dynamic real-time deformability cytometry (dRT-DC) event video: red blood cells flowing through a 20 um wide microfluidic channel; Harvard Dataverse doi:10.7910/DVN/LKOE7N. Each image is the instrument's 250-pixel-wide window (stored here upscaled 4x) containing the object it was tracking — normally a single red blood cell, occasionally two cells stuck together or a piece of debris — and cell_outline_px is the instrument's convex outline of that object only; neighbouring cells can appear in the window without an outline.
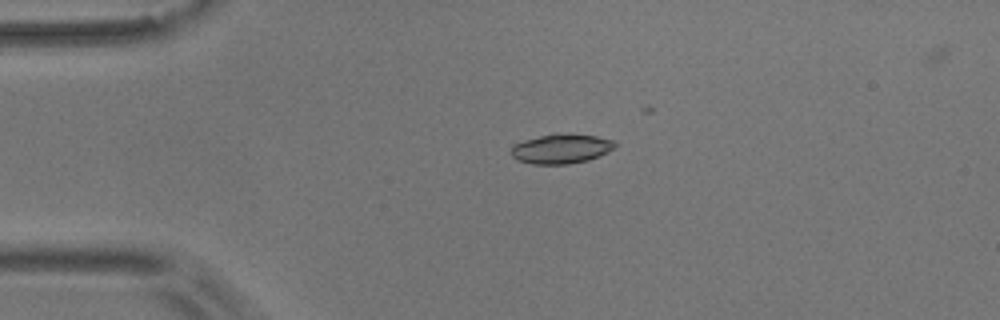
{"species": "common noctule bat (a hibernating species)", "species_latin": "Nyctalus noctula", "temperature_condition": "room temperature", "stored_images_in_passage": 31, "camera_frame_rate_fps": 3000, "um_per_image_px": 0.085, "animal": {"sex": "male", "body_mass_g": 17.9}, "frame": {"image": 1, "passage_image": 1, "time_ms": 0.0, "image_size_px": [1000, 320], "cell_outline_px": [[616, 144], [608, 152], [600, 156], [588, 160], [568, 164], [532, 164], [520, 160], [512, 156], [512, 144], [524, 140], [556, 132], [596, 136], [616, 140]], "centroid_in_image_um": [47.72, 12.63], "position_along_channel_um": 37.3, "area_um2": 17.98}}
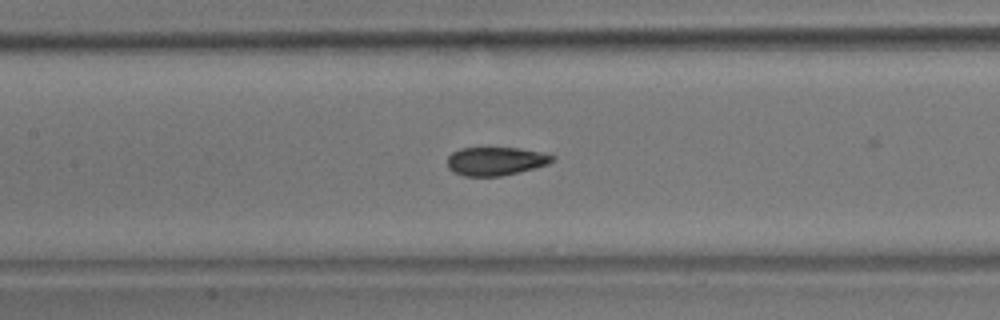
{"frame": {"image": 2, "passage_image": 14, "time_ms": 4.333, "image_size_px": [1000, 320], "cell_outline_px": [[556, 156], [548, 164], [500, 176], [464, 176], [452, 172], [448, 168], [448, 156], [452, 152], [460, 148], [520, 148], [540, 152]], "centroid_in_image_um": [42.08, 13.69], "position_along_channel_um": 165.3, "area_um2": 17.22}}
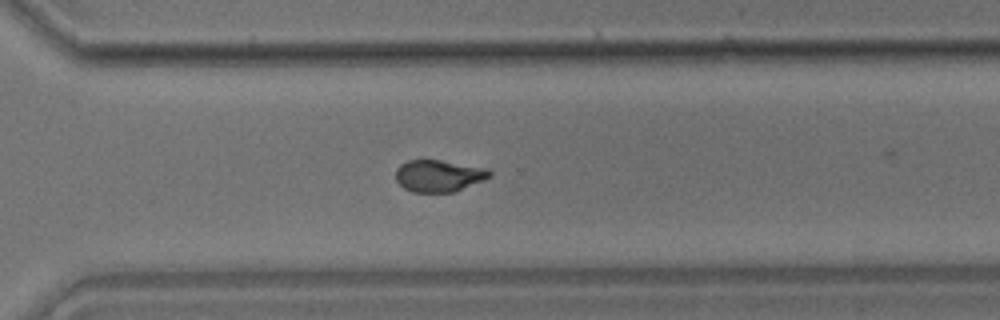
{"frame": {"image": 3, "passage_image": 28, "time_ms": 9.0, "image_size_px": [1000, 320], "cell_outline_px": [[492, 176], [484, 180], [456, 192], [412, 192], [404, 188], [396, 180], [396, 168], [400, 164], [408, 160], [440, 160], [488, 168], [492, 172]], "centroid_in_image_um": [37.32, 14.94], "position_along_channel_um": 333.3, "area_um2": 17.63}, "authors_computed_cell_mechanics": {"area_um2": 17.9758, "velocity_mm_per_s": 3.6143, "shape_relaxation_time_tau1_ms": 4.6265, "shape_relaxation_time_tau2_ms": 1.2425, "deformation_change_tau1": 0.1684, "deformation_change_tau2": 0.0536}}